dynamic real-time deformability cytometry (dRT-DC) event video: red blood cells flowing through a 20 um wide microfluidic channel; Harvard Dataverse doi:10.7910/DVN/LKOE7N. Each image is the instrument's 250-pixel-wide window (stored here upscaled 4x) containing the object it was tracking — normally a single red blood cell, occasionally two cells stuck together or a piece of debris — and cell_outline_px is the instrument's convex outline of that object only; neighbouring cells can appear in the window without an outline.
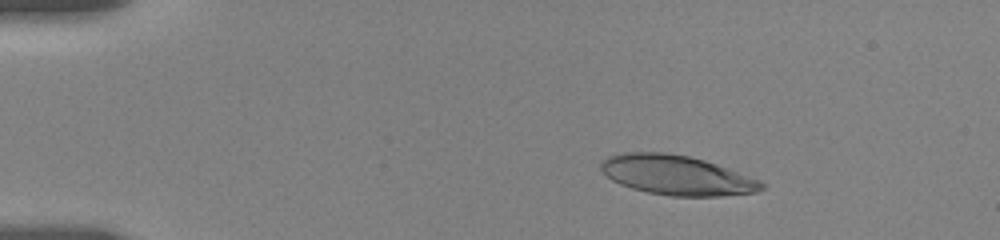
{"species": "human", "species_latin": "Homo sapiens", "temperature_condition": "room temperature", "stored_images_in_passage": 71, "camera_frame_rate_fps": 3000, "um_per_image_px": 0.085, "donor": {"sex": "female"}, "frame": {"image": 1, "passage_image": 6, "time_ms": 1.333, "image_size_px": [1000, 240], "cell_outline_px": [[764, 188], [756, 192], [720, 196], [672, 196], [648, 192], [632, 188], [620, 184], [612, 180], [600, 172], [600, 160], [608, 156], [624, 152], [668, 152], [688, 156], [704, 160], [716, 164], [760, 180], [764, 184]], "centroid_in_image_um": [57.46, 14.88], "position_along_channel_um": 27.5, "area_um2": 37.17}}
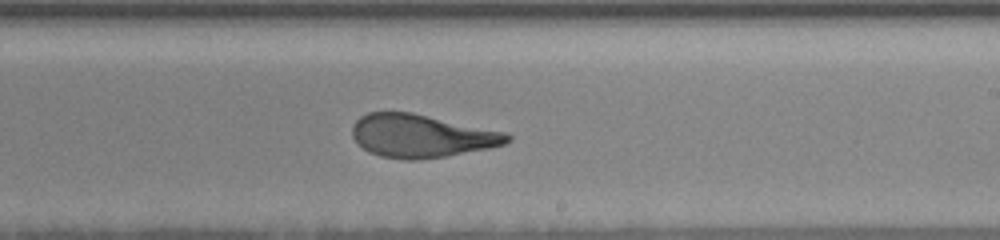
{"frame": {"image": 2, "passage_image": 41, "time_ms": 9.667, "image_size_px": [1000, 240], "cell_outline_px": [[512, 140], [504, 144], [488, 148], [444, 156], [420, 160], [404, 160], [380, 156], [368, 152], [352, 136], [352, 124], [360, 116], [368, 112], [412, 112], [508, 132], [512, 136]], "centroid_in_image_um": [35.83, 11.54], "position_along_channel_um": 253.2, "area_um2": 39.07}}
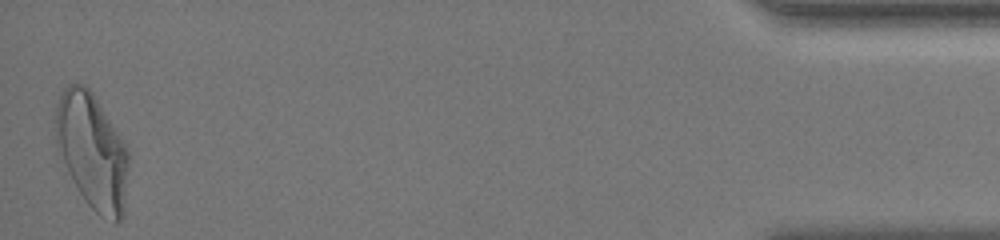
{"frame": {"image": 3, "passage_image": 71, "time_ms": 16.667, "image_size_px": [1000, 240], "cell_outline_px": [[128, 164], [124, 216], [116, 224], [100, 216], [84, 200], [64, 160], [56, 140], [56, 104], [64, 88], [68, 84], [84, 84], [92, 92], [128, 148]], "centroid_in_image_um": [7.87, 12.86], "position_along_channel_um": 427.3, "area_um2": 48.32}, "authors_computed_cell_mechanics": {"area_um2": 39.6508, "velocity_mm_per_s": 3.616, "shape_relaxation_time_tau1_ms": 5.8545, "shape_relaxation_time_tau2_ms": 1.2371, "deformation_change_tau1": 0.2269, "deformation_change_tau2": 0.1012}}